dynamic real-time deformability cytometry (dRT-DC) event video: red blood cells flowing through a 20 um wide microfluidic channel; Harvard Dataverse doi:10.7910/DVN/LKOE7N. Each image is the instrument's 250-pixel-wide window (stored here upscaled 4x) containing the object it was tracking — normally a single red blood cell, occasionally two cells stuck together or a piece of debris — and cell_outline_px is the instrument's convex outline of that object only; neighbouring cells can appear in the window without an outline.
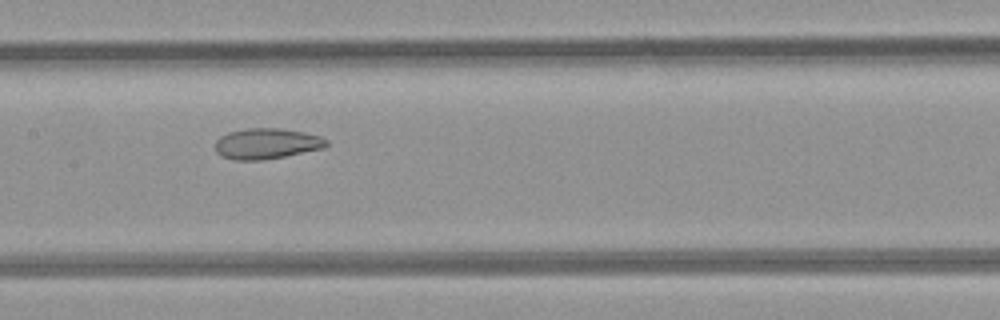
{"species": "common noctule bat (a hibernating species)", "species_latin": "Nyctalus noctula", "temperature_condition": "room temperature", "stored_images_in_passage": 9, "camera_frame_rate_fps": 3000, "um_per_image_px": 0.085, "animal": {"sex": "female", "body_mass_g": 21.9}, "frame": {"image": 1, "passage_image": 7, "time_ms": 7.667, "image_size_px": [1000, 320], "cell_outline_px": [[328, 144], [324, 148], [264, 160], [232, 160], [220, 156], [216, 152], [216, 140], [220, 136], [228, 132], [248, 128], [280, 128], [304, 132], [320, 136], [328, 140]], "centroid_in_image_um": [22.65, 12.21], "position_along_channel_um": 184.8, "area_um2": 20.0}}
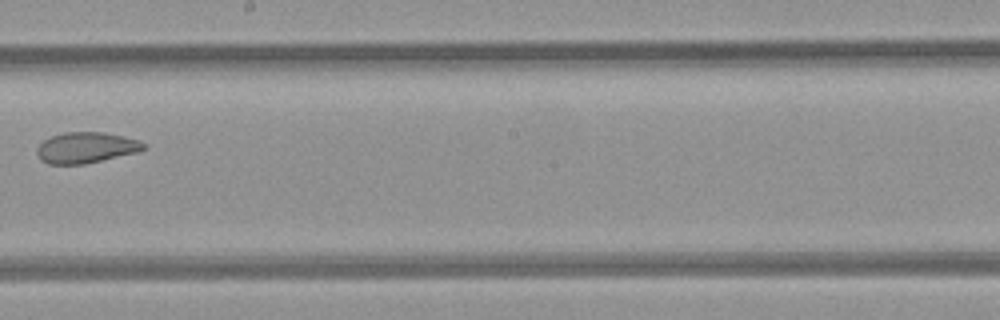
{"frame": {"image": 2, "passage_image": 8, "time_ms": 9.0, "image_size_px": [1000, 320], "cell_outline_px": [[148, 148], [136, 152], [84, 164], [48, 164], [40, 160], [36, 152], [36, 148], [44, 140], [52, 136], [64, 132], [104, 132], [136, 140], [144, 144]], "centroid_in_image_um": [7.26, 12.55], "position_along_channel_um": 240.9, "area_um2": 18.96}}
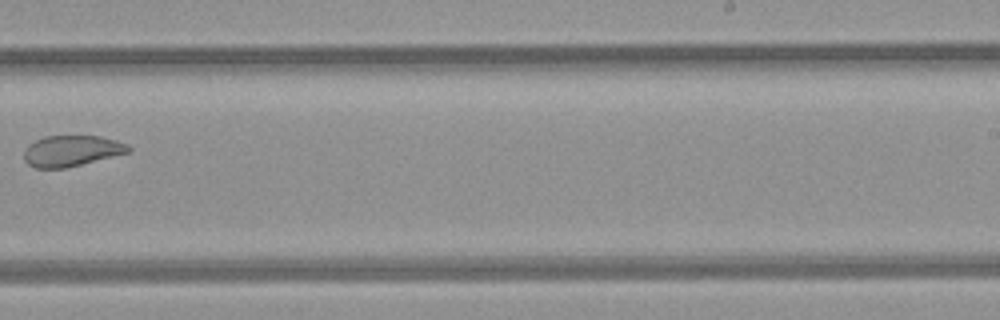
{"frame": {"image": 3, "passage_image": 9, "time_ms": 10.0, "image_size_px": [1000, 320], "cell_outline_px": [[132, 148], [128, 152], [68, 168], [36, 168], [28, 164], [24, 160], [24, 148], [28, 144], [44, 136], [100, 136], [116, 140], [128, 144]], "centroid_in_image_um": [6.06, 12.82], "position_along_channel_um": 282.9, "area_um2": 18.9}}